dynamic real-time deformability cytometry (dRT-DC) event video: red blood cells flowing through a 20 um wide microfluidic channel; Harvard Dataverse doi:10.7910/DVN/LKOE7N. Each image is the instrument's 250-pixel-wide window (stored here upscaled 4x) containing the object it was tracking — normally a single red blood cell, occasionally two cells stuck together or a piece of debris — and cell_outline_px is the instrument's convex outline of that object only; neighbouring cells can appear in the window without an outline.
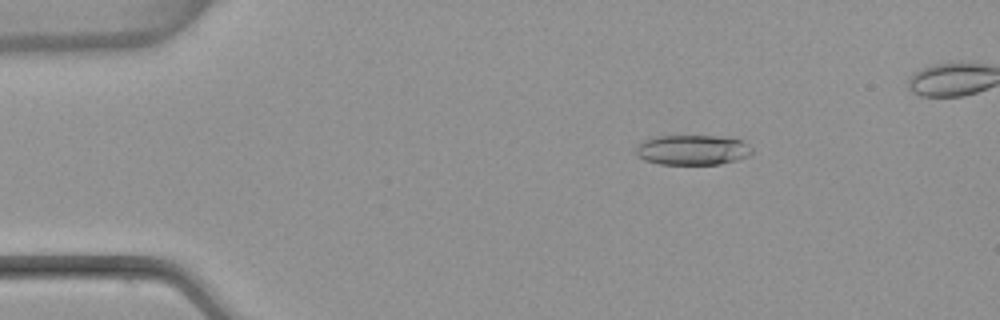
{"species": "common noctule bat (a hibernating species)", "species_latin": "Nyctalus noctula", "temperature_condition": "warm", "stored_images_in_passage": 50, "camera_frame_rate_fps": 3000, "um_per_image_px": 0.085, "animal": {"sex": "female", "body_mass_g": 22.7, "forearm_length_mm": 54.2}, "frame": {"image": 1, "passage_image": 9, "time_ms": 2.667, "image_size_px": [1000, 320], "cell_outline_px": [[752, 152], [748, 156], [736, 160], [720, 164], [660, 164], [644, 160], [636, 156], [636, 144], [644, 140], [656, 136], [716, 136], [740, 140], [748, 144], [752, 148]], "centroid_in_image_um": [58.82, 12.75], "position_along_channel_um": 26.2, "area_um2": 20.35}}
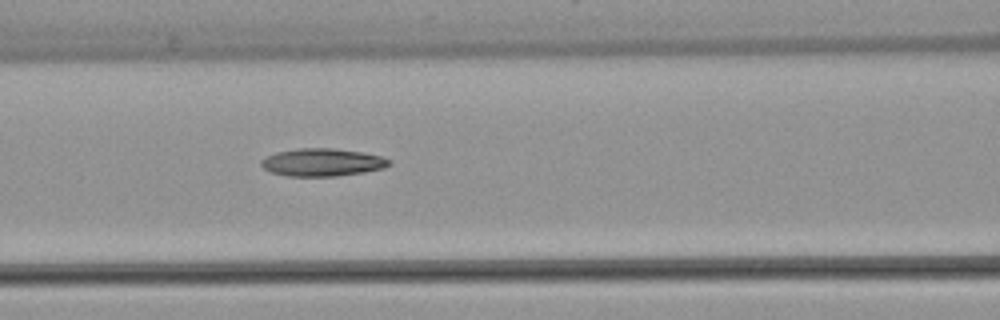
{"frame": {"image": 2, "passage_image": 23, "time_ms": 7.333, "image_size_px": [1000, 320], "cell_outline_px": [[392, 164], [384, 168], [364, 172], [336, 176], [288, 176], [272, 172], [264, 168], [260, 164], [260, 160], [276, 152], [296, 148], [332, 148], [364, 152], [380, 156], [388, 160]], "centroid_in_image_um": [27.39, 13.79], "position_along_channel_um": 139.2, "area_um2": 20.63}}
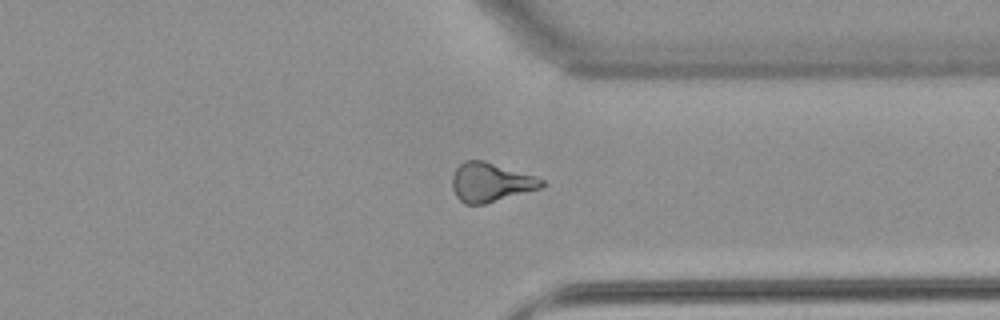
{"frame": {"image": 3, "passage_image": 41, "time_ms": 13.333, "image_size_px": [1000, 320], "cell_outline_px": [[544, 188], [484, 204], [464, 204], [456, 196], [452, 188], [452, 176], [456, 168], [464, 160], [484, 160], [536, 176], [544, 180]], "centroid_in_image_um": [41.72, 15.49], "position_along_channel_um": 369.7, "area_um2": 20.58}}